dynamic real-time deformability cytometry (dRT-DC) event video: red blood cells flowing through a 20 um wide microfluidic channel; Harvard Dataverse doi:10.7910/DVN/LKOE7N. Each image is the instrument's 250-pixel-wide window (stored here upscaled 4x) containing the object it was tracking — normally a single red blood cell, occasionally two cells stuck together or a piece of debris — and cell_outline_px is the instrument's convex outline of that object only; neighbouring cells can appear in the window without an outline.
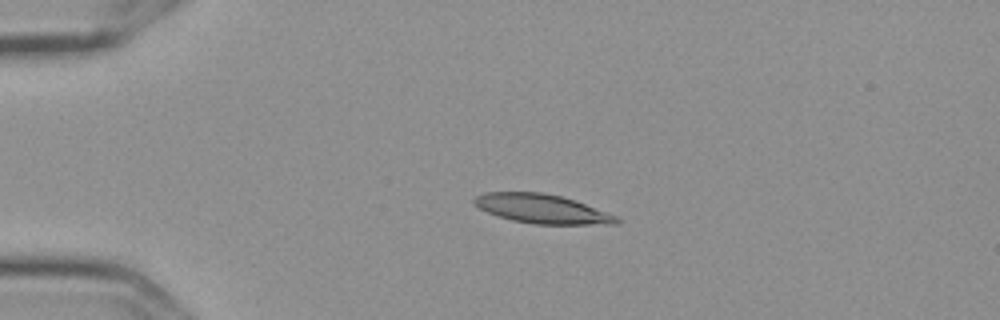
{"species": "Egyptian fruit bat (a non-hibernating species)", "species_latin": "Rousettus aegyptiacus", "temperature_condition": "cold", "stored_images_in_passage": 44, "camera_frame_rate_fps": 3000, "um_per_image_px": 0.085, "frame": {"image": 1, "passage_image": 1, "time_ms": 0.0, "image_size_px": [1000, 320], "cell_outline_px": [[620, 220], [616, 224], [536, 224], [512, 220], [488, 212], [480, 208], [472, 200], [476, 196], [484, 192], [540, 192], [560, 196], [584, 204], [616, 216]], "centroid_in_image_um": [46.04, 17.75], "position_along_channel_um": 39.0, "area_um2": 23.58}}
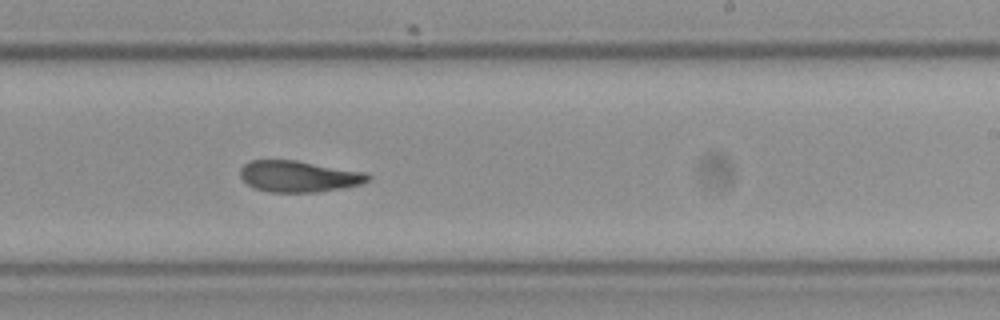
{"frame": {"image": 2, "passage_image": 23, "time_ms": 7.333, "image_size_px": [1000, 320], "cell_outline_px": [[372, 176], [368, 180], [360, 184], [340, 188], [316, 192], [268, 192], [256, 188], [248, 184], [240, 176], [240, 168], [244, 164], [252, 160], [296, 160], [364, 172]], "centroid_in_image_um": [25.37, 14.98], "position_along_channel_um": 263.6, "area_um2": 23.06}}
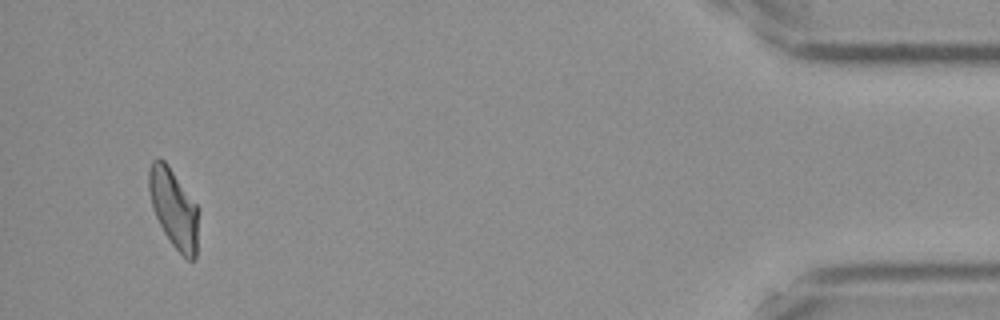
{"frame": {"image": 3, "passage_image": 42, "time_ms": 13.667, "image_size_px": [1000, 320], "cell_outline_px": [[200, 208], [196, 260], [188, 260], [172, 244], [164, 232], [156, 216], [152, 204], [148, 188], [148, 168], [152, 160], [164, 160], [168, 164]], "centroid_in_image_um": [14.81, 17.71], "position_along_channel_um": 420.4, "area_um2": 23.06}, "authors_computed_cell_mechanics": {"area_um2": 23.5824, "velocity_mm_per_s": 3.5831, "shape_relaxation_time_tau1_ms": null, "shape_relaxation_time_tau2_ms": 3.989, "deformation_change_tau1": null, "deformation_change_tau2": 0.1025}}